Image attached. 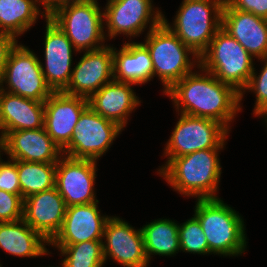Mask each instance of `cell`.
Returning a JSON list of instances; mask_svg holds the SVG:
<instances>
[{"label": "cell", "instance_id": "obj_24", "mask_svg": "<svg viewBox=\"0 0 267 267\" xmlns=\"http://www.w3.org/2000/svg\"><path fill=\"white\" fill-rule=\"evenodd\" d=\"M49 242L32 229L22 218L13 222H0V248L18 257H38L49 254Z\"/></svg>", "mask_w": 267, "mask_h": 267}, {"label": "cell", "instance_id": "obj_21", "mask_svg": "<svg viewBox=\"0 0 267 267\" xmlns=\"http://www.w3.org/2000/svg\"><path fill=\"white\" fill-rule=\"evenodd\" d=\"M132 83L111 81L102 86L89 99V106L104 118L124 128L130 113L141 103Z\"/></svg>", "mask_w": 267, "mask_h": 267}, {"label": "cell", "instance_id": "obj_15", "mask_svg": "<svg viewBox=\"0 0 267 267\" xmlns=\"http://www.w3.org/2000/svg\"><path fill=\"white\" fill-rule=\"evenodd\" d=\"M89 106L87 98L53 92L44 101V128L63 150L71 141L80 115Z\"/></svg>", "mask_w": 267, "mask_h": 267}, {"label": "cell", "instance_id": "obj_33", "mask_svg": "<svg viewBox=\"0 0 267 267\" xmlns=\"http://www.w3.org/2000/svg\"><path fill=\"white\" fill-rule=\"evenodd\" d=\"M234 9L267 19V0H226Z\"/></svg>", "mask_w": 267, "mask_h": 267}, {"label": "cell", "instance_id": "obj_2", "mask_svg": "<svg viewBox=\"0 0 267 267\" xmlns=\"http://www.w3.org/2000/svg\"><path fill=\"white\" fill-rule=\"evenodd\" d=\"M219 150L204 149L172 158L158 173L181 195L219 198L216 195L222 171Z\"/></svg>", "mask_w": 267, "mask_h": 267}, {"label": "cell", "instance_id": "obj_20", "mask_svg": "<svg viewBox=\"0 0 267 267\" xmlns=\"http://www.w3.org/2000/svg\"><path fill=\"white\" fill-rule=\"evenodd\" d=\"M221 27L252 57L260 60L267 56V19L236 10L225 0Z\"/></svg>", "mask_w": 267, "mask_h": 267}, {"label": "cell", "instance_id": "obj_25", "mask_svg": "<svg viewBox=\"0 0 267 267\" xmlns=\"http://www.w3.org/2000/svg\"><path fill=\"white\" fill-rule=\"evenodd\" d=\"M41 0H0V33L18 37L31 28L40 13Z\"/></svg>", "mask_w": 267, "mask_h": 267}, {"label": "cell", "instance_id": "obj_26", "mask_svg": "<svg viewBox=\"0 0 267 267\" xmlns=\"http://www.w3.org/2000/svg\"><path fill=\"white\" fill-rule=\"evenodd\" d=\"M148 261L151 255L172 256L180 250L178 223L157 219L141 228Z\"/></svg>", "mask_w": 267, "mask_h": 267}, {"label": "cell", "instance_id": "obj_32", "mask_svg": "<svg viewBox=\"0 0 267 267\" xmlns=\"http://www.w3.org/2000/svg\"><path fill=\"white\" fill-rule=\"evenodd\" d=\"M1 156V151H0ZM0 190L20 194L19 176L16 160L2 161L0 157Z\"/></svg>", "mask_w": 267, "mask_h": 267}, {"label": "cell", "instance_id": "obj_23", "mask_svg": "<svg viewBox=\"0 0 267 267\" xmlns=\"http://www.w3.org/2000/svg\"><path fill=\"white\" fill-rule=\"evenodd\" d=\"M113 48V79L118 82L144 84L154 77L151 56L143 42L124 43Z\"/></svg>", "mask_w": 267, "mask_h": 267}, {"label": "cell", "instance_id": "obj_5", "mask_svg": "<svg viewBox=\"0 0 267 267\" xmlns=\"http://www.w3.org/2000/svg\"><path fill=\"white\" fill-rule=\"evenodd\" d=\"M224 2L225 0H183L173 25L168 23L164 14L163 22L199 57L222 26Z\"/></svg>", "mask_w": 267, "mask_h": 267}, {"label": "cell", "instance_id": "obj_12", "mask_svg": "<svg viewBox=\"0 0 267 267\" xmlns=\"http://www.w3.org/2000/svg\"><path fill=\"white\" fill-rule=\"evenodd\" d=\"M95 160L73 159L62 155L56 165L55 187L66 206L99 202L94 192Z\"/></svg>", "mask_w": 267, "mask_h": 267}, {"label": "cell", "instance_id": "obj_11", "mask_svg": "<svg viewBox=\"0 0 267 267\" xmlns=\"http://www.w3.org/2000/svg\"><path fill=\"white\" fill-rule=\"evenodd\" d=\"M151 2L152 0H108L103 19L106 21L104 24L106 23L109 38L122 33L130 38L138 36L148 23L149 32L156 28L163 21V14L159 9H154Z\"/></svg>", "mask_w": 267, "mask_h": 267}, {"label": "cell", "instance_id": "obj_10", "mask_svg": "<svg viewBox=\"0 0 267 267\" xmlns=\"http://www.w3.org/2000/svg\"><path fill=\"white\" fill-rule=\"evenodd\" d=\"M9 93L36 101H45L53 91L46 84L41 61L28 47L16 44L6 63L1 85Z\"/></svg>", "mask_w": 267, "mask_h": 267}, {"label": "cell", "instance_id": "obj_17", "mask_svg": "<svg viewBox=\"0 0 267 267\" xmlns=\"http://www.w3.org/2000/svg\"><path fill=\"white\" fill-rule=\"evenodd\" d=\"M97 204L98 202L68 206L62 227L49 244L68 246L103 240L105 224L110 217L101 215Z\"/></svg>", "mask_w": 267, "mask_h": 267}, {"label": "cell", "instance_id": "obj_7", "mask_svg": "<svg viewBox=\"0 0 267 267\" xmlns=\"http://www.w3.org/2000/svg\"><path fill=\"white\" fill-rule=\"evenodd\" d=\"M49 19L65 33L76 51L105 47L103 11L97 0L65 6Z\"/></svg>", "mask_w": 267, "mask_h": 267}, {"label": "cell", "instance_id": "obj_9", "mask_svg": "<svg viewBox=\"0 0 267 267\" xmlns=\"http://www.w3.org/2000/svg\"><path fill=\"white\" fill-rule=\"evenodd\" d=\"M122 129L88 106L80 115L71 141L62 153L73 159L96 161L107 152Z\"/></svg>", "mask_w": 267, "mask_h": 267}, {"label": "cell", "instance_id": "obj_16", "mask_svg": "<svg viewBox=\"0 0 267 267\" xmlns=\"http://www.w3.org/2000/svg\"><path fill=\"white\" fill-rule=\"evenodd\" d=\"M44 40L46 64L43 66V63H41V70L46 84L51 90L61 92L70 82L73 62L72 52L76 49H73L74 46L65 33L48 17L46 18Z\"/></svg>", "mask_w": 267, "mask_h": 267}, {"label": "cell", "instance_id": "obj_28", "mask_svg": "<svg viewBox=\"0 0 267 267\" xmlns=\"http://www.w3.org/2000/svg\"><path fill=\"white\" fill-rule=\"evenodd\" d=\"M103 240L85 241L68 246H55L65 256L63 267H102L105 263Z\"/></svg>", "mask_w": 267, "mask_h": 267}, {"label": "cell", "instance_id": "obj_34", "mask_svg": "<svg viewBox=\"0 0 267 267\" xmlns=\"http://www.w3.org/2000/svg\"><path fill=\"white\" fill-rule=\"evenodd\" d=\"M17 43L18 40L12 35L0 33V85L9 54Z\"/></svg>", "mask_w": 267, "mask_h": 267}, {"label": "cell", "instance_id": "obj_22", "mask_svg": "<svg viewBox=\"0 0 267 267\" xmlns=\"http://www.w3.org/2000/svg\"><path fill=\"white\" fill-rule=\"evenodd\" d=\"M1 133L44 127V101L6 92L0 85Z\"/></svg>", "mask_w": 267, "mask_h": 267}, {"label": "cell", "instance_id": "obj_18", "mask_svg": "<svg viewBox=\"0 0 267 267\" xmlns=\"http://www.w3.org/2000/svg\"><path fill=\"white\" fill-rule=\"evenodd\" d=\"M2 150L10 159L39 163H57L63 155L44 127L5 132Z\"/></svg>", "mask_w": 267, "mask_h": 267}, {"label": "cell", "instance_id": "obj_31", "mask_svg": "<svg viewBox=\"0 0 267 267\" xmlns=\"http://www.w3.org/2000/svg\"><path fill=\"white\" fill-rule=\"evenodd\" d=\"M24 200L21 194L0 190V222H13L23 218Z\"/></svg>", "mask_w": 267, "mask_h": 267}, {"label": "cell", "instance_id": "obj_14", "mask_svg": "<svg viewBox=\"0 0 267 267\" xmlns=\"http://www.w3.org/2000/svg\"><path fill=\"white\" fill-rule=\"evenodd\" d=\"M67 87L62 91L89 99L102 86L113 81V47L86 51L74 66Z\"/></svg>", "mask_w": 267, "mask_h": 267}, {"label": "cell", "instance_id": "obj_19", "mask_svg": "<svg viewBox=\"0 0 267 267\" xmlns=\"http://www.w3.org/2000/svg\"><path fill=\"white\" fill-rule=\"evenodd\" d=\"M66 204L56 187L24 199L23 219L48 242L60 231Z\"/></svg>", "mask_w": 267, "mask_h": 267}, {"label": "cell", "instance_id": "obj_36", "mask_svg": "<svg viewBox=\"0 0 267 267\" xmlns=\"http://www.w3.org/2000/svg\"><path fill=\"white\" fill-rule=\"evenodd\" d=\"M0 131H1V127H0ZM2 142H3V133H0V149L2 146Z\"/></svg>", "mask_w": 267, "mask_h": 267}, {"label": "cell", "instance_id": "obj_35", "mask_svg": "<svg viewBox=\"0 0 267 267\" xmlns=\"http://www.w3.org/2000/svg\"><path fill=\"white\" fill-rule=\"evenodd\" d=\"M92 0H41L46 17H50L55 11L73 4L85 3Z\"/></svg>", "mask_w": 267, "mask_h": 267}, {"label": "cell", "instance_id": "obj_4", "mask_svg": "<svg viewBox=\"0 0 267 267\" xmlns=\"http://www.w3.org/2000/svg\"><path fill=\"white\" fill-rule=\"evenodd\" d=\"M198 67L213 74L238 93L246 87L254 68L253 57L222 27L199 56Z\"/></svg>", "mask_w": 267, "mask_h": 267}, {"label": "cell", "instance_id": "obj_27", "mask_svg": "<svg viewBox=\"0 0 267 267\" xmlns=\"http://www.w3.org/2000/svg\"><path fill=\"white\" fill-rule=\"evenodd\" d=\"M57 163L16 160L20 194L23 200L30 195L55 187Z\"/></svg>", "mask_w": 267, "mask_h": 267}, {"label": "cell", "instance_id": "obj_29", "mask_svg": "<svg viewBox=\"0 0 267 267\" xmlns=\"http://www.w3.org/2000/svg\"><path fill=\"white\" fill-rule=\"evenodd\" d=\"M180 252L209 254L208 242L198 219L193 217L178 224Z\"/></svg>", "mask_w": 267, "mask_h": 267}, {"label": "cell", "instance_id": "obj_6", "mask_svg": "<svg viewBox=\"0 0 267 267\" xmlns=\"http://www.w3.org/2000/svg\"><path fill=\"white\" fill-rule=\"evenodd\" d=\"M145 37L143 44L149 50L154 77L158 75L164 86V93L185 75L192 73L191 68L199 63V57L163 21L148 31ZM189 53L193 54L192 62L188 57Z\"/></svg>", "mask_w": 267, "mask_h": 267}, {"label": "cell", "instance_id": "obj_8", "mask_svg": "<svg viewBox=\"0 0 267 267\" xmlns=\"http://www.w3.org/2000/svg\"><path fill=\"white\" fill-rule=\"evenodd\" d=\"M228 129L220 122L204 117L180 114L179 121L164 148L168 161L204 149H223Z\"/></svg>", "mask_w": 267, "mask_h": 267}, {"label": "cell", "instance_id": "obj_3", "mask_svg": "<svg viewBox=\"0 0 267 267\" xmlns=\"http://www.w3.org/2000/svg\"><path fill=\"white\" fill-rule=\"evenodd\" d=\"M194 212L206 236L209 254L230 257L244 253L247 237L238 212L220 198L197 199Z\"/></svg>", "mask_w": 267, "mask_h": 267}, {"label": "cell", "instance_id": "obj_1", "mask_svg": "<svg viewBox=\"0 0 267 267\" xmlns=\"http://www.w3.org/2000/svg\"><path fill=\"white\" fill-rule=\"evenodd\" d=\"M192 72L176 82L165 94L180 113L216 120L228 130L241 110L240 93L213 74ZM181 106V107H180Z\"/></svg>", "mask_w": 267, "mask_h": 267}, {"label": "cell", "instance_id": "obj_13", "mask_svg": "<svg viewBox=\"0 0 267 267\" xmlns=\"http://www.w3.org/2000/svg\"><path fill=\"white\" fill-rule=\"evenodd\" d=\"M103 238L106 239L102 242L105 262L109 256L125 267L148 266L141 229L136 230L126 221L110 216L105 224Z\"/></svg>", "mask_w": 267, "mask_h": 267}, {"label": "cell", "instance_id": "obj_30", "mask_svg": "<svg viewBox=\"0 0 267 267\" xmlns=\"http://www.w3.org/2000/svg\"><path fill=\"white\" fill-rule=\"evenodd\" d=\"M262 62L264 61V66L257 76L256 70H253L252 75L240 93V103L243 98L245 90H250L256 93V101L253 114L256 116H265L267 118V56L262 58Z\"/></svg>", "mask_w": 267, "mask_h": 267}]
</instances>
